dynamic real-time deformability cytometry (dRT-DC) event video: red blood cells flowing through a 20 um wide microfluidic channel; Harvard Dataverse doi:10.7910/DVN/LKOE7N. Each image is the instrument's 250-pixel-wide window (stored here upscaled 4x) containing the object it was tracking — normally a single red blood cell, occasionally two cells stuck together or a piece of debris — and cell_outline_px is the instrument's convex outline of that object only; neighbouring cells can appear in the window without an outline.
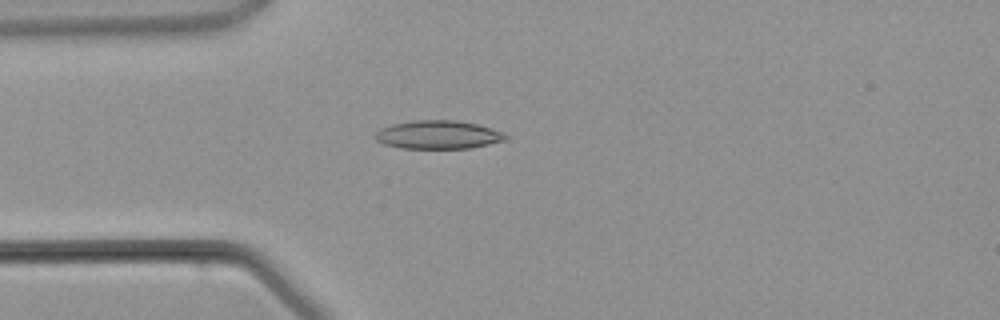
{"species": "common noctule bat (a hibernating species)", "species_latin": "Nyctalus noctula", "temperature_condition": "warm", "stored_images_in_passage": 3, "camera_frame_rate_fps": 3000, "um_per_image_px": 0.085, "animal": {"sex": "male", "body_mass_g": 21.5, "forearm_length_mm": 52.0}, "frame": {"image": 1, "passage_image": 3, "time_ms": 2.667, "image_size_px": [1000, 320], "cell_outline_px": [[508, 136], [504, 140], [472, 148], [400, 148], [384, 144], [376, 140], [376, 132], [380, 128], [392, 124], [412, 120], [456, 120], [476, 124], [492, 128]], "centroid_in_image_um": [37.21, 11.45], "position_along_channel_um": 47.8, "area_um2": 21.44}}